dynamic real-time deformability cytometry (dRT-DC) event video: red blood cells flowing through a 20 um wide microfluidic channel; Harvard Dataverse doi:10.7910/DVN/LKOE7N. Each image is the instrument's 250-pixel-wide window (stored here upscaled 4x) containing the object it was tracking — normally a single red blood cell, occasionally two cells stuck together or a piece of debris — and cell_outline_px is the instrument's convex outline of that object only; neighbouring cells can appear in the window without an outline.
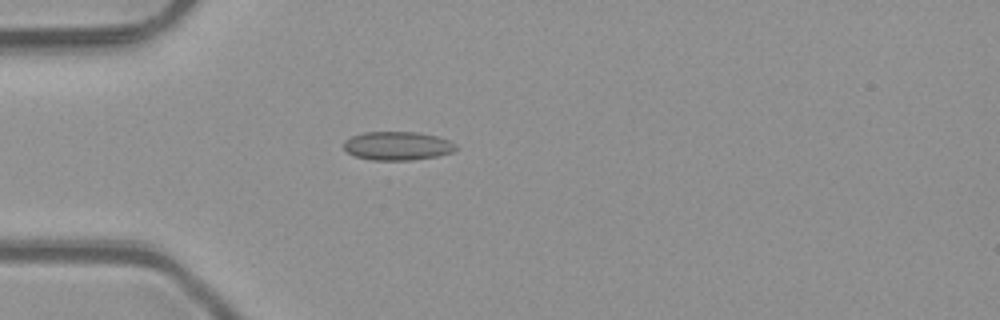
{"species": "common noctule bat (a hibernating species)", "species_latin": "Nyctalus noctula", "temperature_condition": "room temperature", "stored_images_in_passage": 41, "camera_frame_rate_fps": 3000, "um_per_image_px": 0.085, "animal": {"sex": "male", "body_mass_g": 23.1, "forearm_length_mm": 52.7}, "frame": {"image": 1, "passage_image": 5, "time_ms": 1.333, "image_size_px": [1000, 320], "cell_outline_px": [[456, 148], [452, 152], [436, 156], [412, 160], [372, 160], [356, 156], [348, 152], [344, 148], [344, 140], [352, 136], [364, 132], [416, 132], [436, 136], [448, 140], [456, 144]], "centroid_in_image_um": [33.77, 12.39], "position_along_channel_um": 51.2, "area_um2": 18.55}}
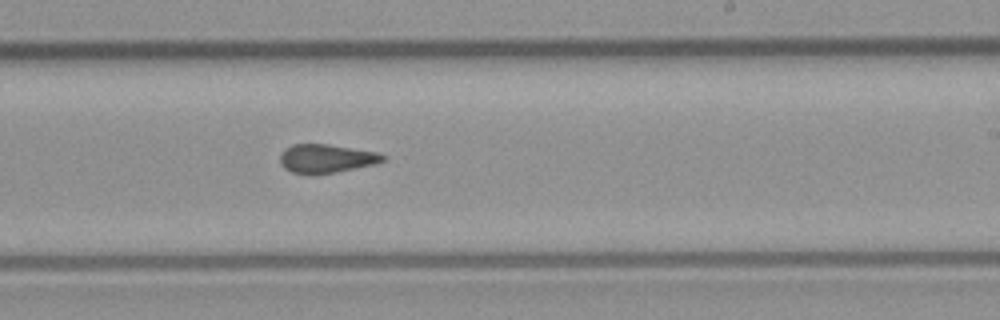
{"frame": {"image": 2, "passage_image": 21, "time_ms": 6.667, "image_size_px": [1000, 320], "cell_outline_px": [[384, 160], [376, 164], [336, 172], [292, 172], [284, 168], [280, 164], [280, 156], [284, 148], [292, 144], [328, 144], [376, 152], [384, 156]], "centroid_in_image_um": [27.71, 13.45], "position_along_channel_um": 261.3, "area_um2": 16.7}}
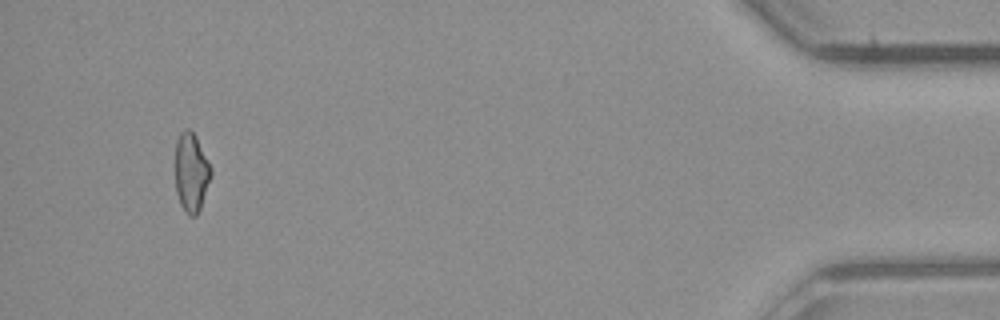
{"frame": {"image": 3, "passage_image": 38, "time_ms": 12.333, "image_size_px": [1000, 320], "cell_outline_px": [[212, 176], [200, 208], [196, 216], [188, 216], [180, 204], [176, 192], [176, 140], [180, 132], [184, 128], [188, 128], [196, 136], [212, 168]], "centroid_in_image_um": [16.26, 14.65], "position_along_channel_um": 418.9, "area_um2": 16.53}, "authors_computed_cell_mechanics": {"area_um2": 17.34, "velocity_mm_per_s": 4.1311, "shape_relaxation_time_tau1_ms": null, "shape_relaxation_time_tau2_ms": 1.2869, "deformation_change_tau1": null, "deformation_change_tau2": 0.0847}}